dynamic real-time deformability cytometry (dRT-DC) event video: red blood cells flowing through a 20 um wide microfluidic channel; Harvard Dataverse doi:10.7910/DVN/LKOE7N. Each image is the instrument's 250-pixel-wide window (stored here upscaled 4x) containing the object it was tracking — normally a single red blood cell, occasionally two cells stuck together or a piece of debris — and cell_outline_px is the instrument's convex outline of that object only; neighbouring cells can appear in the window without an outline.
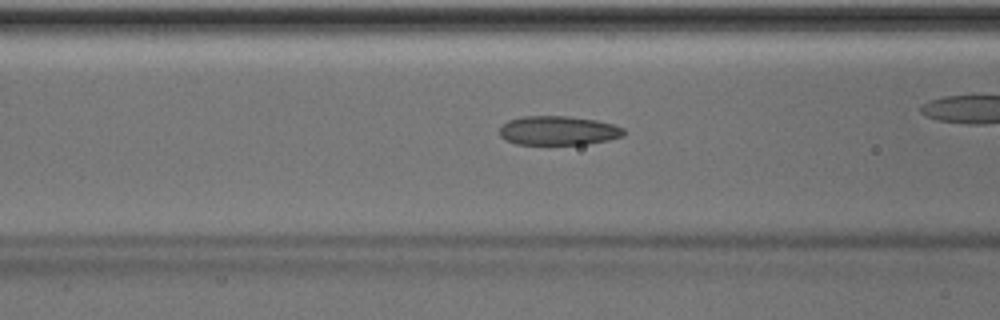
{"species": "Egyptian fruit bat (a non-hibernating species)", "species_latin": "Rousettus aegyptiacus", "temperature_condition": "room temperature", "stored_images_in_passage": 24, "camera_frame_rate_fps": 3000, "um_per_image_px": 0.085, "animal": {"sex": "male"}, "frame": {"image": 1, "passage_image": 4, "time_ms": 1.0, "image_size_px": [1000, 320], "cell_outline_px": [[624, 136], [608, 140], [588, 144], [516, 144], [500, 136], [500, 128], [508, 120], [524, 116], [568, 116], [596, 120], [612, 124], [624, 128]], "centroid_in_image_um": [47.47, 11.1], "position_along_channel_um": 119.1, "area_um2": 20.98}}